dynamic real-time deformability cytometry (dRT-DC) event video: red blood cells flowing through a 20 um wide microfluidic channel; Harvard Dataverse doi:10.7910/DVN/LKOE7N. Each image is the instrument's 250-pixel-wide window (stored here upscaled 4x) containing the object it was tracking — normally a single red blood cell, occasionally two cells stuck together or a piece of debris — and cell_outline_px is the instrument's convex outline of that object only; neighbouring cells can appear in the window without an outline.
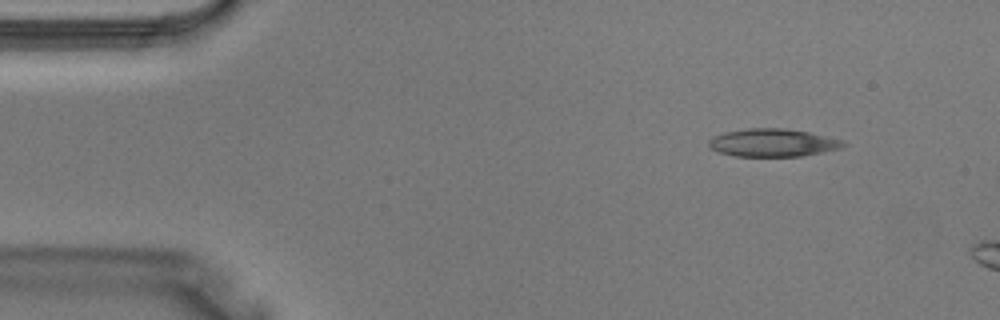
{"species": "Egyptian fruit bat (a non-hibernating species)", "species_latin": "Rousettus aegyptiacus", "temperature_condition": "warm", "stored_images_in_passage": 2, "camera_frame_rate_fps": 3000, "um_per_image_px": 0.085, "animal": {"sex": "male"}, "frame": {"image": 1, "passage_image": 1, "time_ms": 0.0, "image_size_px": [1000, 320], "cell_outline_px": [[848, 144], [840, 148], [800, 156], [736, 156], [720, 152], [712, 148], [708, 144], [708, 140], [712, 136], [724, 132], [748, 128], [784, 128], [808, 132], [844, 140]], "centroid_in_image_um": [65.68, 12.12], "position_along_channel_um": 19.3, "area_um2": 21.73}}